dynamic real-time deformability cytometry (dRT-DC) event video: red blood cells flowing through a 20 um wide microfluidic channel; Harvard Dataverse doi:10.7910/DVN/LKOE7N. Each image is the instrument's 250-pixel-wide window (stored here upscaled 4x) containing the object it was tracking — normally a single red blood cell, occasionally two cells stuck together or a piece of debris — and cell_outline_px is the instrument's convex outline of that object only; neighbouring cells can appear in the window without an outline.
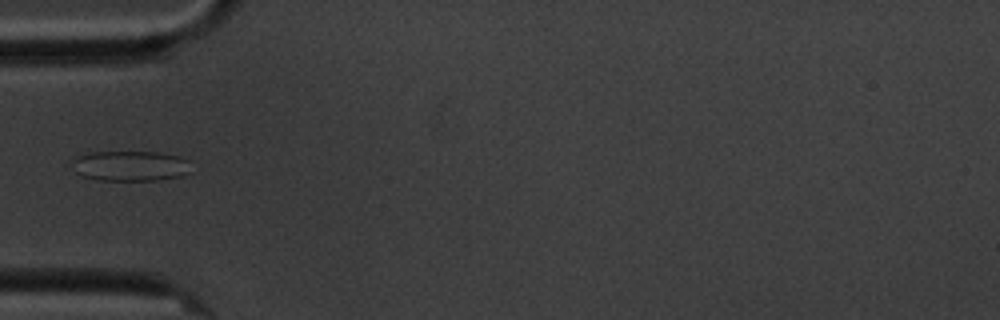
{"species": "common noctule bat (a hibernating species)", "species_latin": "Nyctalus noctula", "temperature_condition": "cold", "stored_images_in_passage": 11, "camera_frame_rate_fps": 3000, "um_per_image_px": 0.085, "animal": {"sex": "male", "body_mass_g": 20.1, "forearm_length_mm": 53.5}, "frame": {"image": 1, "passage_image": 1, "time_ms": 0.0, "image_size_px": [1000, 320], "cell_outline_px": [[192, 172], [184, 176], [156, 180], [96, 180], [80, 176], [76, 172], [72, 160], [76, 156], [88, 152], [156, 152], [176, 156], [188, 160]], "centroid_in_image_um": [11.08, 14.11], "position_along_channel_um": 73.9, "area_um2": 21.15}}
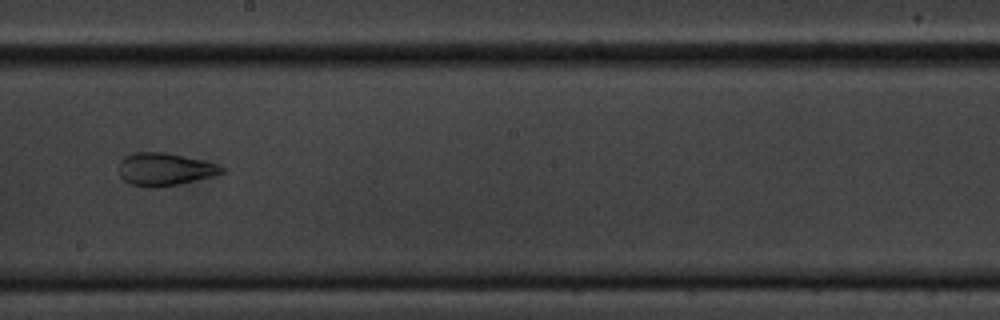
{"frame": {"image": 2, "passage_image": 5, "time_ms": 4.667, "image_size_px": [1000, 320], "cell_outline_px": [[224, 172], [216, 176], [180, 184], [156, 188], [132, 184], [124, 180], [120, 176], [120, 160], [124, 156], [132, 152], [164, 152], [204, 160], [216, 164], [224, 168]], "centroid_in_image_um": [14.02, 14.38], "position_along_channel_um": 234.2, "area_um2": 19.71}}
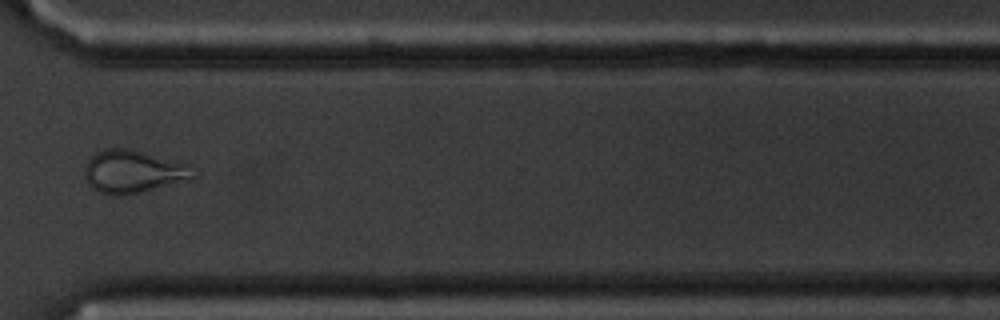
{"frame": {"image": 3, "passage_image": 8, "time_ms": 8.333, "image_size_px": [1000, 320], "cell_outline_px": [[200, 172], [196, 176], [188, 180], [140, 192], [116, 196], [108, 196], [92, 188], [88, 184], [84, 176], [84, 168], [88, 160], [96, 152], [104, 148], [128, 148], [188, 164], [196, 168]], "centroid_in_image_um": [11.33, 14.59], "position_along_channel_um": 359.3, "area_um2": 27.34}}